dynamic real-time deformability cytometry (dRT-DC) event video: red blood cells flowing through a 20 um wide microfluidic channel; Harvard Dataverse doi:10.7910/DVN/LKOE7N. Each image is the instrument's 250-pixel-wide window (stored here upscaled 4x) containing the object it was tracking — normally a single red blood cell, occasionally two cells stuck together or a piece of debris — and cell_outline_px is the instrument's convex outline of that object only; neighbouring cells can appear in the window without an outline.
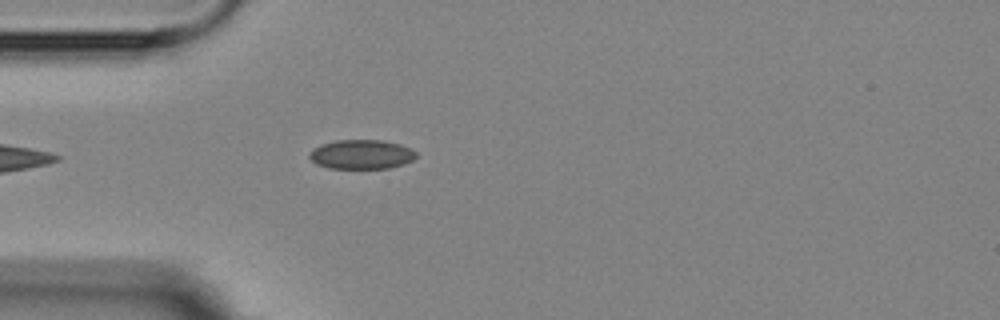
{"species": "Egyptian fruit bat (a non-hibernating species)", "species_latin": "Rousettus aegyptiacus", "temperature_condition": "room temperature", "stored_images_in_passage": 3, "camera_frame_rate_fps": 3000, "um_per_image_px": 0.085, "animal": {"sex": "female"}, "frame": {"image": 1, "passage_image": 3, "time_ms": 4.0, "image_size_px": [1000, 320], "cell_outline_px": [[416, 156], [412, 160], [404, 164], [388, 168], [328, 168], [316, 164], [308, 156], [320, 144], [336, 140], [380, 140], [400, 144], [416, 152]], "centroid_in_image_um": [30.72, 13.12], "position_along_channel_um": 54.3, "area_um2": 18.03}}